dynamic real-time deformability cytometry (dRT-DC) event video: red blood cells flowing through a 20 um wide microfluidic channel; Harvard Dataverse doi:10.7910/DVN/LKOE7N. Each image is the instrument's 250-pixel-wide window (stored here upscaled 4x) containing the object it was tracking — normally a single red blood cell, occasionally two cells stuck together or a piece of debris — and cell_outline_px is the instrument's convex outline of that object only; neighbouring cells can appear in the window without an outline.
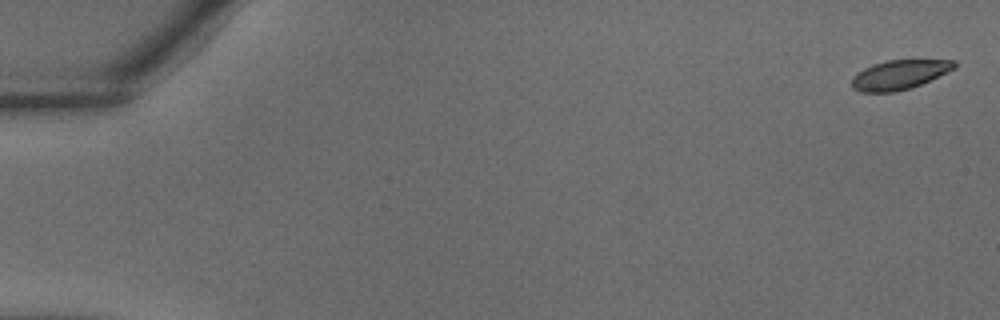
{"species": "common noctule bat (a hibernating species)", "species_latin": "Nyctalus noctula", "temperature_condition": "warm", "stored_images_in_passage": 38, "camera_frame_rate_fps": 3000, "um_per_image_px": 0.085, "animal": {"sex": "male", "body_mass_g": 18.8}, "frame": {"image": 1, "passage_image": 1, "time_ms": 0.0, "image_size_px": [1000, 320], "cell_outline_px": [[956, 68], [920, 84], [896, 92], [860, 92], [852, 88], [852, 76], [856, 72], [872, 64], [888, 60], [956, 60]], "centroid_in_image_um": [76.41, 6.35], "position_along_channel_um": 8.6, "area_um2": 17.51}}
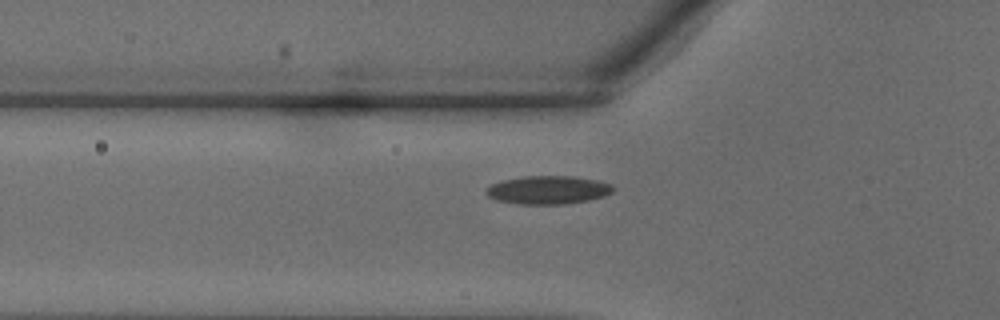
{"frame": {"image": 2, "passage_image": 14, "time_ms": 4.333, "image_size_px": [1000, 320], "cell_outline_px": [[616, 188], [612, 192], [604, 196], [588, 200], [568, 204], [516, 204], [496, 200], [488, 196], [484, 192], [492, 184], [500, 180], [524, 176], [572, 176], [596, 180], [612, 184]], "centroid_in_image_um": [46.58, 16.15], "position_along_channel_um": 79.2, "area_um2": 21.1}}
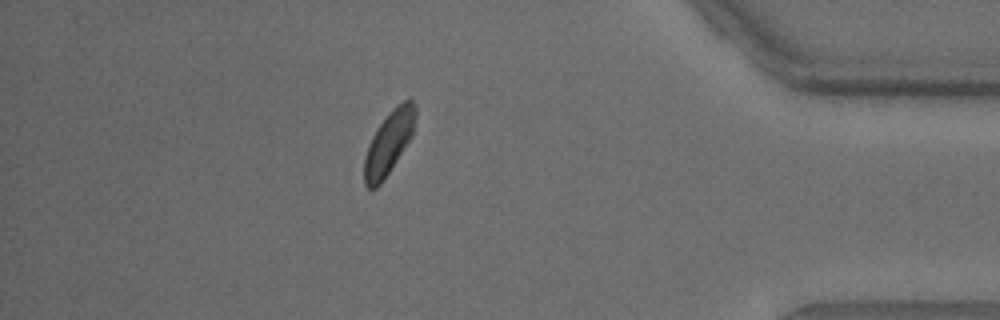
{"frame": {"image": 3, "passage_image": 34, "time_ms": 11.0, "image_size_px": [1000, 320], "cell_outline_px": [[416, 116], [412, 136], [380, 184], [376, 188], [368, 188], [364, 184], [364, 156], [368, 144], [376, 128], [388, 112], [396, 104], [404, 100], [412, 100], [416, 104]], "centroid_in_image_um": [33.04, 12.08], "position_along_channel_um": 402.2, "area_um2": 18.79}}